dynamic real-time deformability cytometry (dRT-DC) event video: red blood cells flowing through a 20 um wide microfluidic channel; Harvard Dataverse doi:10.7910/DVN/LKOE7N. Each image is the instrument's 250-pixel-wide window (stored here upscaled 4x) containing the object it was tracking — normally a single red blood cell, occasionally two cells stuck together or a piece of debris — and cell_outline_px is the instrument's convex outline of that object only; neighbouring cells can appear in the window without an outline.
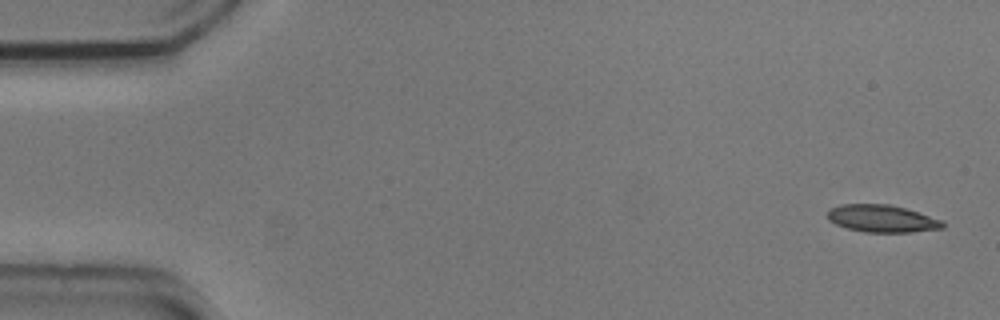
{"species": "common noctule bat (a hibernating species)", "species_latin": "Nyctalus noctula", "temperature_condition": "cold", "stored_images_in_passage": 5, "camera_frame_rate_fps": 3000, "um_per_image_px": 0.085, "animal": {"sex": "male", "body_mass_g": 20.5, "forearm_length_mm": 52.5}, "frame": {"image": 1, "passage_image": 1, "time_ms": 0.0, "image_size_px": [1000, 320], "cell_outline_px": [[944, 228], [912, 232], [864, 232], [848, 228], [836, 224], [828, 220], [828, 208], [840, 204], [888, 204], [904, 208], [944, 220]], "centroid_in_image_um": [74.96, 18.58], "position_along_channel_um": 10.0, "area_um2": 18.38}}